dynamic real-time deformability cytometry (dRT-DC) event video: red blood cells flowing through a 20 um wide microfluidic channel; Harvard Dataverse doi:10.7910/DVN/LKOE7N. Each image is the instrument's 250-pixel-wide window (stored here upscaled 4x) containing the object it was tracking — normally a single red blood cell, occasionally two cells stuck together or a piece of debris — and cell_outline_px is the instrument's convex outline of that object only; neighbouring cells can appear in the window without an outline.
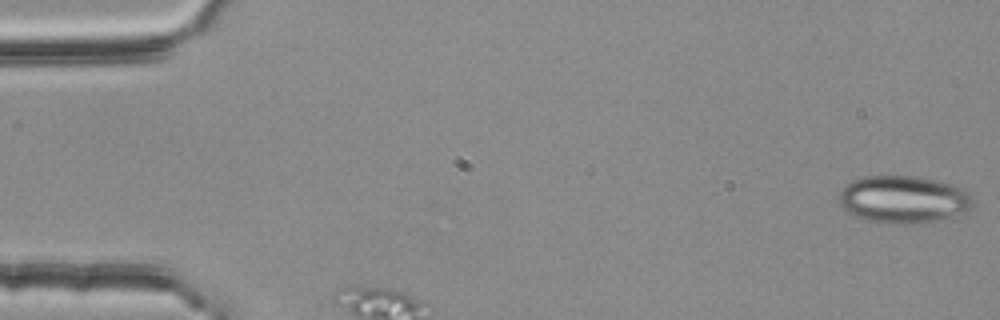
{"species": "common noctule bat (a hibernating species)", "species_latin": "Nyctalus noctula", "temperature_condition": "room temperature", "stored_images_in_passage": 26, "camera_frame_rate_fps": 3000, "um_per_image_px": 0.085, "animal": {"sex": "female", "body_mass_g": 25.1}, "frame": {"image": 1, "passage_image": 1, "time_ms": 0.0, "image_size_px": [1000, 320], "cell_outline_px": [[976, 204], [968, 212], [924, 224], [888, 224], [868, 220], [856, 216], [848, 212], [840, 204], [840, 192], [848, 184], [864, 176], [916, 176], [936, 180], [952, 184], [964, 188], [968, 192]], "centroid_in_image_um": [76.88, 16.97], "position_along_channel_um": 8.1, "area_um2": 37.34}}
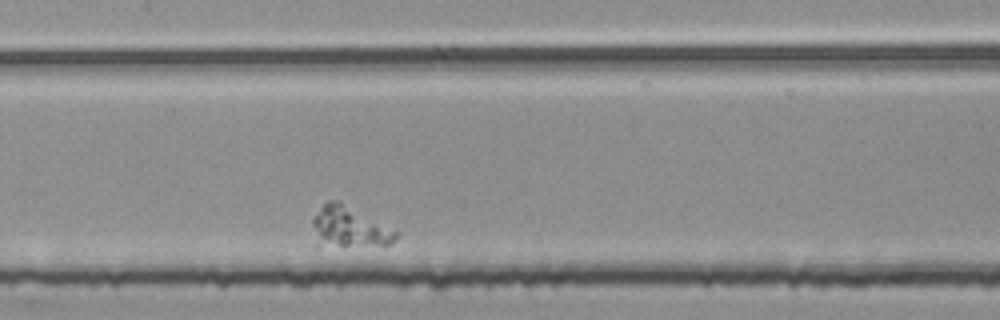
{"frame": {"image": 2, "passage_image": 15, "time_ms": 4.667, "image_size_px": [1000, 320], "cell_outline_px": [[400, 232], [396, 240], [388, 244], [316, 248], [312, 224], [312, 216], [328, 200], [340, 200]], "centroid_in_image_um": [29.63, 19.32], "position_along_channel_um": 177.8, "area_um2": 20.58}}
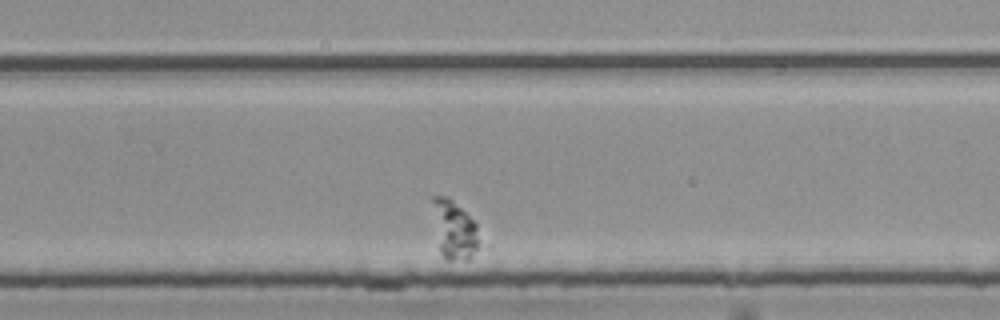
{"frame": {"image": 3, "passage_image": 26, "time_ms": 8.333, "image_size_px": [1000, 320], "cell_outline_px": [[476, 248], [468, 260], [448, 260], [440, 252], [432, 200], [432, 196], [448, 196], [476, 224]], "centroid_in_image_um": [38.58, 19.52], "position_along_channel_um": 291.2, "area_um2": 14.97}}